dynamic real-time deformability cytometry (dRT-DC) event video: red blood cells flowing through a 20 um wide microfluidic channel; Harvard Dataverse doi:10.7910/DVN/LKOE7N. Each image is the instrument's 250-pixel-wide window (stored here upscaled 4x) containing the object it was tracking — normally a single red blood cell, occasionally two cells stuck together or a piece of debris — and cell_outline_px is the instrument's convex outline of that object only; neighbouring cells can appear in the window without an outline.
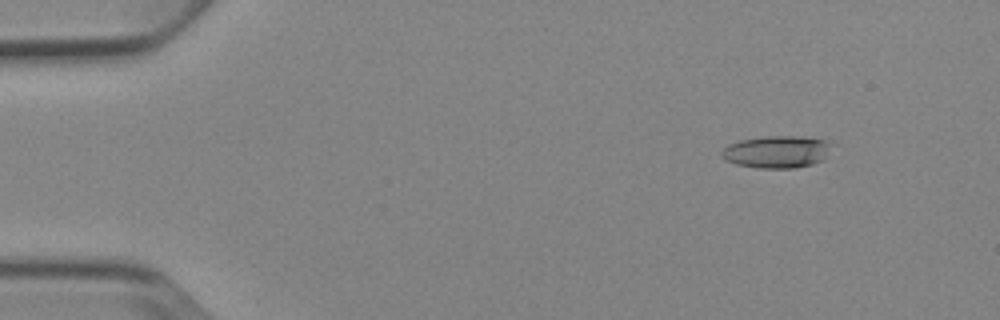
{"species": "Egyptian fruit bat (a non-hibernating species)", "species_latin": "Rousettus aegyptiacus", "temperature_condition": "cold", "stored_images_in_passage": 5, "camera_frame_rate_fps": 3000, "um_per_image_px": 0.085, "animal": {"sex": "female"}, "frame": {"image": 1, "passage_image": 2, "time_ms": 1.333, "image_size_px": [1000, 320], "cell_outline_px": [[828, 144], [824, 160], [812, 164], [796, 168], [760, 168], [736, 164], [724, 160], [720, 152], [728, 144], [740, 140], [764, 136], [800, 136], [828, 140]], "centroid_in_image_um": [65.97, 12.9], "position_along_channel_um": 19.0, "area_um2": 20.58}}
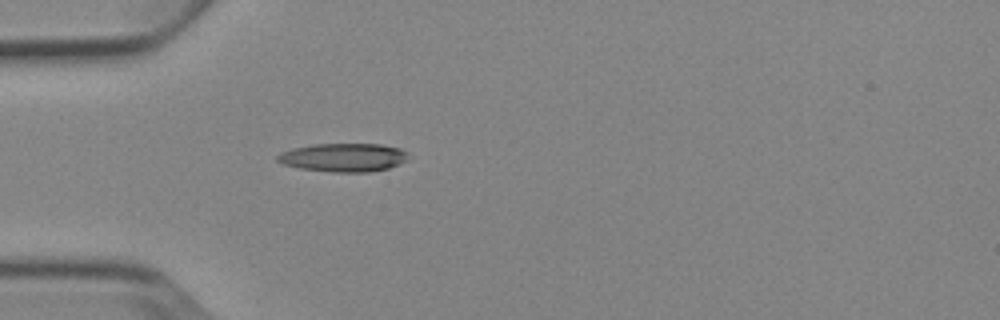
{"frame": {"image": 2, "passage_image": 5, "time_ms": 4.667, "image_size_px": [1000, 320], "cell_outline_px": [[404, 160], [400, 164], [388, 168], [368, 172], [332, 172], [300, 168], [284, 164], [276, 160], [276, 156], [280, 152], [292, 148], [312, 144], [380, 144], [400, 148], [404, 152]], "centroid_in_image_um": [29.12, 13.38], "position_along_channel_um": 55.9, "area_um2": 21.5}}